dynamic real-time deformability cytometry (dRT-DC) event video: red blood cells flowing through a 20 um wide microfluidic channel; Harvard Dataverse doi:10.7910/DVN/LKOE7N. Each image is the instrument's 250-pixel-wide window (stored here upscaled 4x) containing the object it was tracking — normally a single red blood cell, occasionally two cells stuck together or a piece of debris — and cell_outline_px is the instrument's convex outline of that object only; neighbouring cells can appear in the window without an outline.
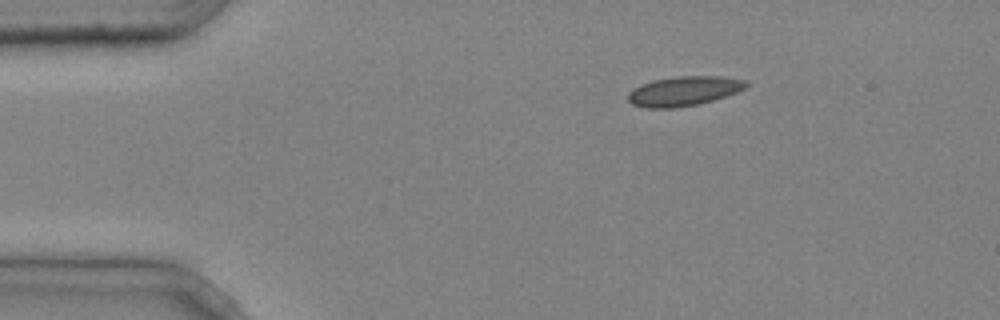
{"species": "common noctule bat (a hibernating species)", "species_latin": "Nyctalus noctula", "temperature_condition": "cold", "stored_images_in_passage": 4, "camera_frame_rate_fps": 3000, "um_per_image_px": 0.085, "animal": {"sex": "male", "body_mass_g": 20.4}, "frame": {"image": 1, "passage_image": 1, "time_ms": 0.0, "image_size_px": [1000, 320], "cell_outline_px": [[748, 88], [712, 100], [696, 104], [672, 108], [644, 108], [632, 104], [628, 100], [628, 92], [632, 88], [652, 80], [680, 76], [720, 76], [748, 80]], "centroid_in_image_um": [58.12, 7.73], "position_along_channel_um": 26.9, "area_um2": 20.35}}
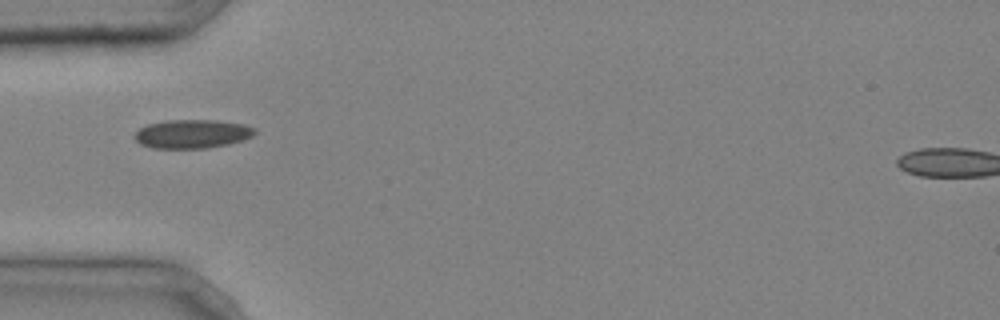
{"frame": {"image": 2, "passage_image": 3, "time_ms": 0.667, "image_size_px": [1000, 320], "cell_outline_px": [[256, 132], [252, 136], [244, 140], [228, 144], [208, 148], [152, 148], [140, 144], [132, 136], [140, 128], [148, 124], [164, 120], [216, 120], [244, 124], [256, 128]], "centroid_in_image_um": [16.34, 11.38], "position_along_channel_um": 68.7, "area_um2": 20.29}}